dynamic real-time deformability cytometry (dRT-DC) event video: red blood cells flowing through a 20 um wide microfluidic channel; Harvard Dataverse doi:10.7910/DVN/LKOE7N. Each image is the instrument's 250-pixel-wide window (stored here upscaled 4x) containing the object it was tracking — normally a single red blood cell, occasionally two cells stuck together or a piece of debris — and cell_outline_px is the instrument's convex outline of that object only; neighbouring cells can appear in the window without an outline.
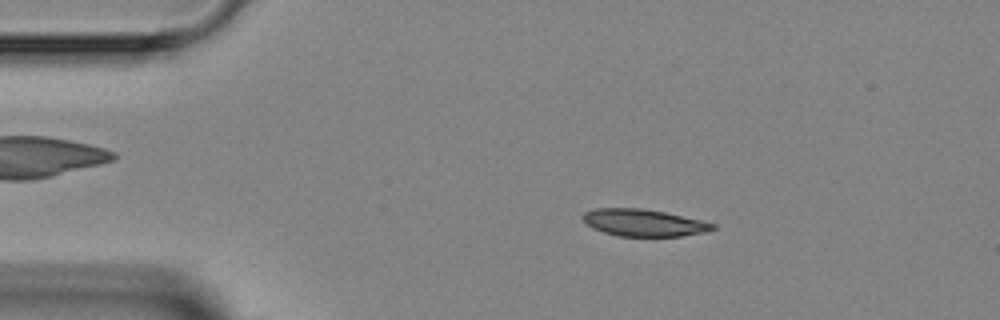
{"species": "Egyptian fruit bat (a non-hibernating species)", "species_latin": "Rousettus aegyptiacus", "temperature_condition": "room temperature", "stored_images_in_passage": 4, "camera_frame_rate_fps": 3000, "um_per_image_px": 0.085, "animal": {"sex": "female"}, "frame": {"image": 1, "passage_image": 1, "time_ms": 0.0, "image_size_px": [1000, 320], "cell_outline_px": [[716, 228], [704, 232], [680, 236], [620, 236], [604, 232], [592, 228], [580, 216], [584, 212], [596, 208], [640, 208], [664, 212], [700, 220], [716, 224]], "centroid_in_image_um": [54.69, 18.93], "position_along_channel_um": 30.3, "area_um2": 20.29}}
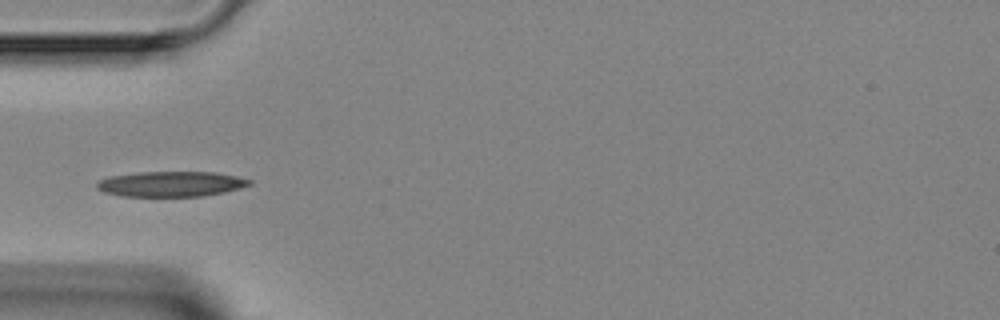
{"frame": {"image": 2, "passage_image": 3, "time_ms": 2.333, "image_size_px": [1000, 320], "cell_outline_px": [[252, 184], [240, 188], [224, 192], [204, 196], [120, 196], [104, 192], [96, 188], [96, 184], [100, 180], [108, 176], [140, 172], [216, 172], [236, 176], [252, 180]], "centroid_in_image_um": [14.53, 15.63], "position_along_channel_um": 70.5, "area_um2": 22.54}}
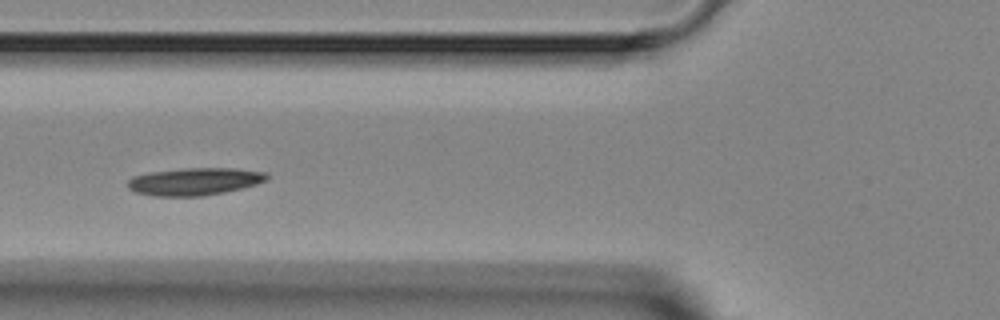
{"frame": {"image": 3, "passage_image": 4, "time_ms": 3.333, "image_size_px": [1000, 320], "cell_outline_px": [[272, 176], [268, 180], [256, 184], [224, 192], [204, 196], [156, 196], [136, 192], [128, 188], [128, 180], [132, 176], [148, 172], [184, 168], [236, 168], [268, 172]], "centroid_in_image_um": [16.58, 15.41], "position_along_channel_um": 109.2, "area_um2": 22.48}}